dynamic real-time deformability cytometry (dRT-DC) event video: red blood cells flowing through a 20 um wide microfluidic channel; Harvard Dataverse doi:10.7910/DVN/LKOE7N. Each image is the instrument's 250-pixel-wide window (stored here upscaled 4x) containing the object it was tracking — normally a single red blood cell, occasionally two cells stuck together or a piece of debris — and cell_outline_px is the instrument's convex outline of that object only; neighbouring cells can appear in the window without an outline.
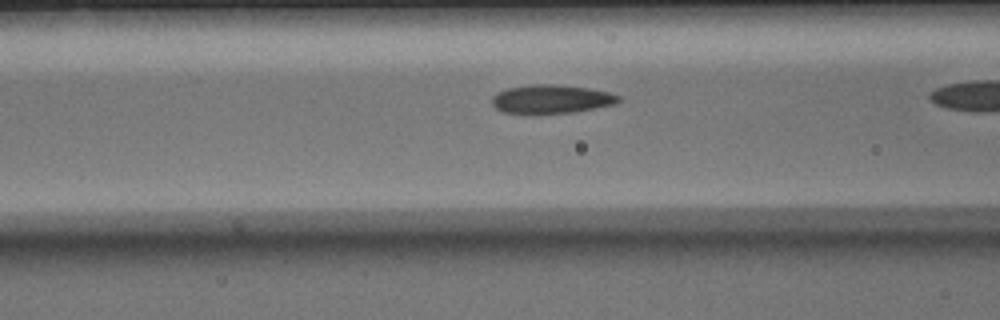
{"species": "Egyptian fruit bat (a non-hibernating species)", "species_latin": "Rousettus aegyptiacus", "temperature_condition": "warm", "stored_images_in_passage": 34, "camera_frame_rate_fps": 3000, "um_per_image_px": 0.085, "animal": {"sex": "male"}, "frame": {"image": 1, "passage_image": 15, "time_ms": 4.667, "image_size_px": [1000, 320], "cell_outline_px": [[624, 100], [616, 104], [572, 112], [504, 112], [496, 108], [492, 104], [492, 96], [496, 92], [508, 88], [528, 84], [556, 84], [588, 88], [608, 92], [620, 96]], "centroid_in_image_um": [46.89, 8.39], "position_along_channel_um": 119.7, "area_um2": 20.87}}
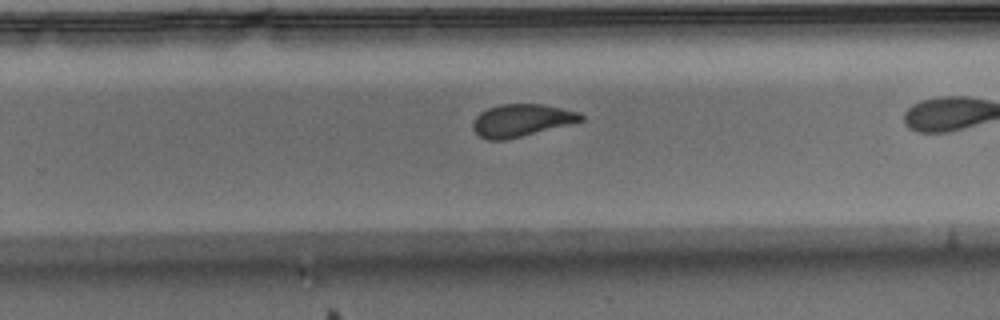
{"frame": {"image": 2, "passage_image": 27, "time_ms": 8.667, "image_size_px": [1000, 320], "cell_outline_px": [[584, 120], [504, 140], [488, 140], [480, 136], [472, 128], [472, 120], [480, 112], [488, 108], [500, 104], [540, 104], [580, 112], [584, 116]], "centroid_in_image_um": [44.28, 10.22], "position_along_channel_um": 285.5, "area_um2": 20.11}}
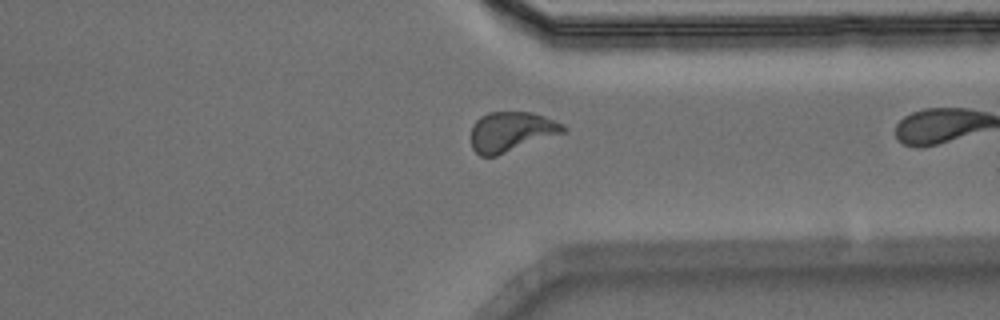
{"frame": {"image": 3, "passage_image": 33, "time_ms": 10.667, "image_size_px": [1000, 320], "cell_outline_px": [[568, 128], [564, 132], [496, 156], [480, 156], [472, 148], [472, 128], [476, 120], [480, 116], [488, 112], [532, 112], [556, 120], [564, 124]], "centroid_in_image_um": [43.47, 11.18], "position_along_channel_um": 367.9, "area_um2": 21.33}}